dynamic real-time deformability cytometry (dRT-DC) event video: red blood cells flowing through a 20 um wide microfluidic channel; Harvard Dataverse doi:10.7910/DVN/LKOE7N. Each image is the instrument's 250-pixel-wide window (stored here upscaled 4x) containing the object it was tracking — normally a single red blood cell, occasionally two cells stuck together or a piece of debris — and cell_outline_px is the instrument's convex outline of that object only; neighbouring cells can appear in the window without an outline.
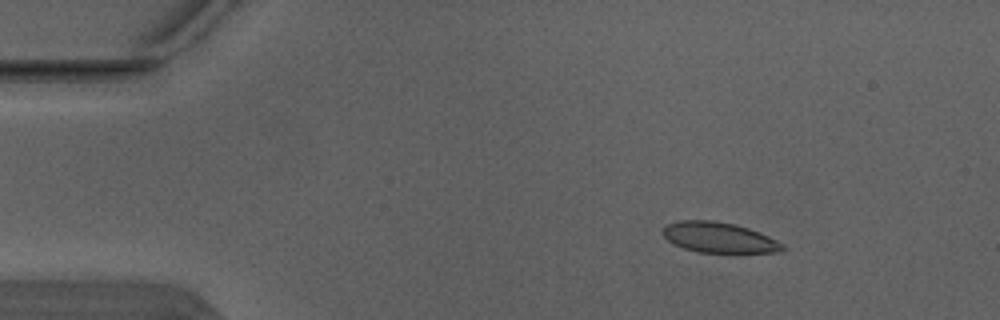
{"species": "Egyptian fruit bat (a non-hibernating species)", "species_latin": "Rousettus aegyptiacus", "temperature_condition": "warm", "stored_images_in_passage": 2, "camera_frame_rate_fps": 3000, "um_per_image_px": 0.085, "animal": {"sex": "male"}, "frame": {"image": 1, "passage_image": 1, "time_ms": 0.0, "image_size_px": [1000, 320], "cell_outline_px": [[784, 252], [700, 252], [684, 248], [668, 240], [660, 232], [668, 224], [680, 220], [712, 220], [732, 224], [748, 228], [760, 232], [784, 244]], "centroid_in_image_um": [61.12, 20.18], "position_along_channel_um": 23.9, "area_um2": 20.98}}